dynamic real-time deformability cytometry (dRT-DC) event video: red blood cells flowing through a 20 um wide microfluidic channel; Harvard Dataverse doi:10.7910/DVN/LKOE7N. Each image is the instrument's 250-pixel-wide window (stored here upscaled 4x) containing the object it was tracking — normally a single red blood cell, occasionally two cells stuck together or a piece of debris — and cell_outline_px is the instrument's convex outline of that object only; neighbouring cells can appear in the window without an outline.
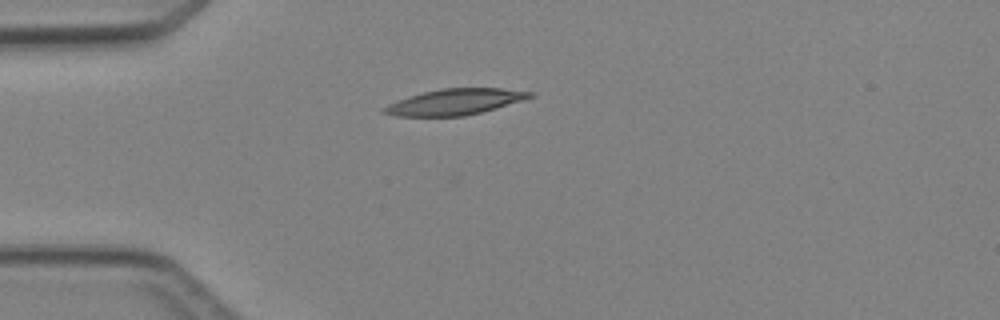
{"species": "Egyptian fruit bat (a non-hibernating species)", "species_latin": "Rousettus aegyptiacus", "temperature_condition": "cold", "stored_images_in_passage": 4, "camera_frame_rate_fps": 3000, "um_per_image_px": 0.085, "animal": {"sex": "female"}, "frame": {"image": 1, "passage_image": 4, "time_ms": 4.333, "image_size_px": [1000, 320], "cell_outline_px": [[536, 96], [524, 100], [496, 108], [464, 116], [396, 116], [380, 112], [388, 104], [396, 100], [408, 96], [440, 88], [500, 88], [536, 92]], "centroid_in_image_um": [38.7, 8.65], "position_along_channel_um": 46.3, "area_um2": 22.14}}